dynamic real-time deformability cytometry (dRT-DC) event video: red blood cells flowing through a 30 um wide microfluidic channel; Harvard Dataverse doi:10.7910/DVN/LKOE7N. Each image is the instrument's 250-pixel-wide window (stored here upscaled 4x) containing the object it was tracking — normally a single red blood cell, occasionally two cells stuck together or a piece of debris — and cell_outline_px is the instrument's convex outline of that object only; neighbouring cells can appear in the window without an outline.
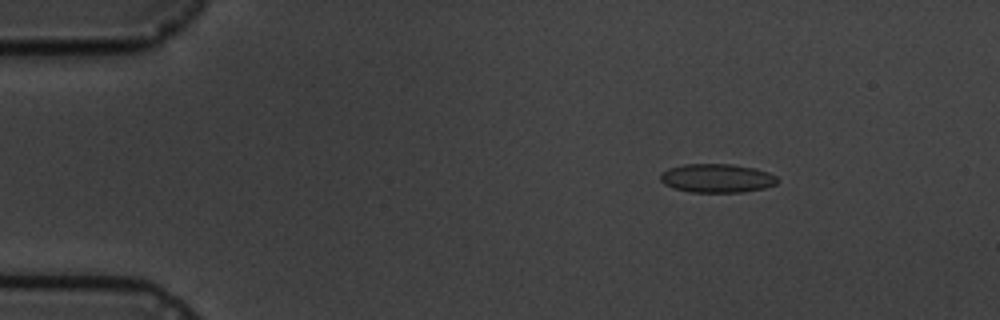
{"species": "common noctule bat (a hibernating species)", "species_latin": "Nyctalus noctula", "temperature_condition": "cold", "stored_images_in_passage": 5, "segment_of_instrument_passage": [1, 2], "camera_frame_rate_fps": 3000, "um_per_image_px": 0.085, "animal": {"sex": "male", "body_mass_g": 19.5, "forearm_length_mm": 54.6}, "frame": {"image": 1, "passage_image": 2, "time_ms": 1.0, "image_size_px": [1000, 320], "cell_outline_px": [[780, 180], [776, 184], [764, 188], [744, 192], [688, 192], [672, 188], [664, 184], [660, 180], [660, 172], [668, 168], [684, 164], [732, 164], [756, 168], [768, 172], [776, 176]], "centroid_in_image_um": [60.92, 15.15], "position_along_channel_um": 24.1, "area_um2": 19.88}}